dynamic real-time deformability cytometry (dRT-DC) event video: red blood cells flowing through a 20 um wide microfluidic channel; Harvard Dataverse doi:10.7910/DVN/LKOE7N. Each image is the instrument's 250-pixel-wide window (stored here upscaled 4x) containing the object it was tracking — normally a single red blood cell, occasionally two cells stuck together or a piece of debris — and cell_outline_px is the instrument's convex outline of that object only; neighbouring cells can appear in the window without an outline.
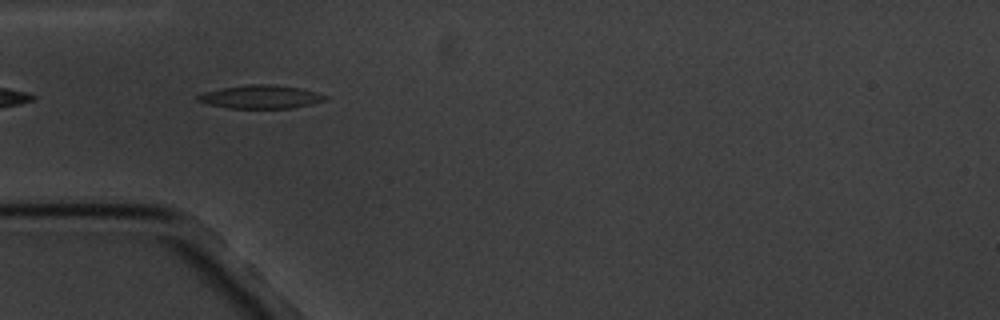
{"species": "common noctule bat (a hibernating species)", "species_latin": "Nyctalus noctula", "temperature_condition": "cold", "stored_images_in_passage": 6, "camera_frame_rate_fps": 3000, "um_per_image_px": 0.085, "animal": {"sex": "male", "body_mass_g": 20.1, "forearm_length_mm": 53.5}, "frame": {"image": 1, "passage_image": 5, "time_ms": 5.667, "image_size_px": [1000, 320], "cell_outline_px": [[328, 100], [312, 104], [292, 108], [228, 108], [208, 104], [196, 100], [196, 96], [204, 92], [220, 88], [248, 84], [272, 84], [300, 88], [316, 92], [328, 96]], "centroid_in_image_um": [22.17, 8.23], "position_along_channel_um": 62.8, "area_um2": 17.46}}
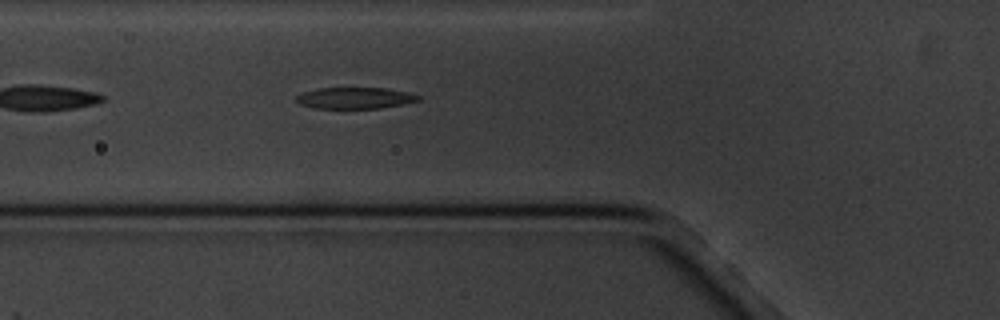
{"frame": {"image": 2, "passage_image": 6, "time_ms": 6.667, "image_size_px": [1000, 320], "cell_outline_px": [[420, 100], [404, 104], [380, 108], [316, 108], [300, 104], [296, 100], [296, 96], [304, 92], [316, 88], [384, 88], [408, 92], [420, 96]], "centroid_in_image_um": [30.18, 8.33], "position_along_channel_um": 95.6, "area_um2": 15.09}}